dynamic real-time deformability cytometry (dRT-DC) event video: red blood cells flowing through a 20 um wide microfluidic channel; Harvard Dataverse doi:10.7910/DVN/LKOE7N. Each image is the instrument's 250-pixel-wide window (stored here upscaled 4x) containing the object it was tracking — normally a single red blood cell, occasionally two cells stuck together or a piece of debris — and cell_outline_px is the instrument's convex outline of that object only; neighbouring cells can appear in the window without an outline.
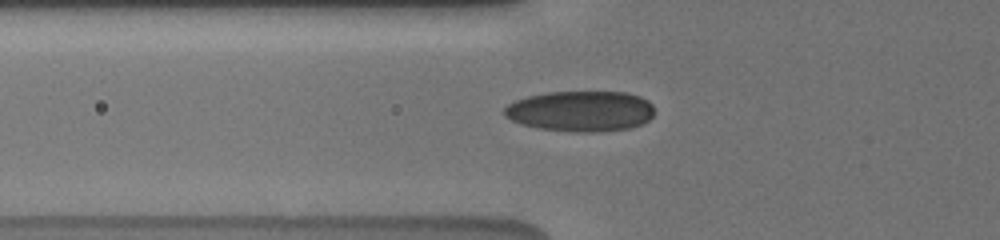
{"species": "human", "species_latin": "Homo sapiens", "temperature_condition": "cold", "stored_images_in_passage": 11, "camera_frame_rate_fps": 3000, "um_per_image_px": 0.085, "donor": {"sex": "male"}, "frame": {"image": 1, "passage_image": 4, "time_ms": 1.0, "image_size_px": [1000, 240], "cell_outline_px": [[652, 116], [644, 124], [632, 128], [600, 132], [572, 132], [540, 128], [524, 124], [512, 120], [504, 116], [504, 108], [508, 104], [516, 100], [528, 96], [548, 92], [628, 92], [640, 96], [648, 100], [652, 104]], "centroid_in_image_um": [49.39, 9.45], "position_along_channel_um": 76.4, "area_um2": 35.66}}
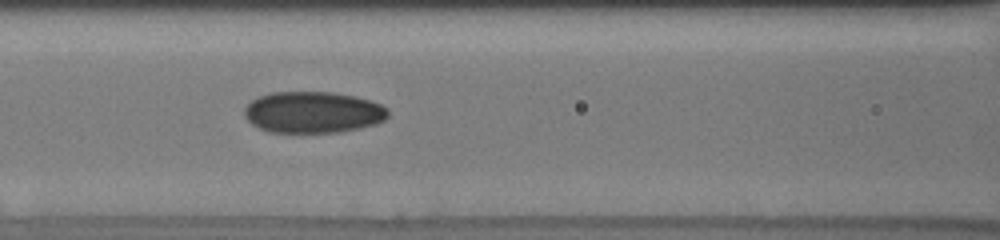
{"frame": {"image": 2, "passage_image": 8, "time_ms": 2.333, "image_size_px": [1000, 240], "cell_outline_px": [[388, 116], [384, 120], [376, 124], [360, 128], [340, 132], [268, 132], [252, 124], [244, 116], [244, 108], [252, 100], [260, 96], [272, 92], [332, 92], [352, 96], [368, 100], [380, 104], [388, 108]], "centroid_in_image_um": [26.6, 9.55], "position_along_channel_um": 140.0, "area_um2": 34.62}}